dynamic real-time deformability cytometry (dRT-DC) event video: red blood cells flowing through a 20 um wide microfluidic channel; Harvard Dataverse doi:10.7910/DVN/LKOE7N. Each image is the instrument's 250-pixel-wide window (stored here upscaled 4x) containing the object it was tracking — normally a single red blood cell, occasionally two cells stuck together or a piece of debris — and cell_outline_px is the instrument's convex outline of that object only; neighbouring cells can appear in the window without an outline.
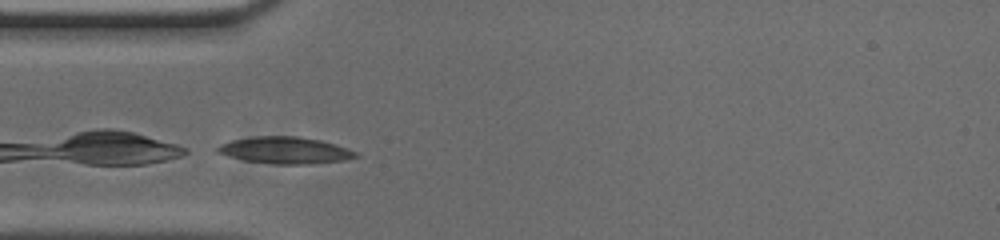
{"species": "common noctule bat (a hibernating species)", "species_latin": "Nyctalus noctula", "temperature_condition": "cold", "stored_images_in_passage": 27, "camera_frame_rate_fps": 3000, "um_per_image_px": 0.085, "animal": {"sex": "male", "body_mass_g": 20.0, "forearm_length_mm": 53.3}, "frame": {"image": 1, "passage_image": 1, "time_ms": 0.0, "image_size_px": [1000, 240], "cell_outline_px": [[360, 156], [344, 160], [308, 164], [276, 164], [244, 160], [228, 156], [216, 152], [216, 148], [220, 144], [232, 140], [252, 136], [296, 136], [320, 140], [348, 148], [356, 152]], "centroid_in_image_um": [24.22, 12.77], "position_along_channel_um": 60.8, "area_um2": 21.5}}
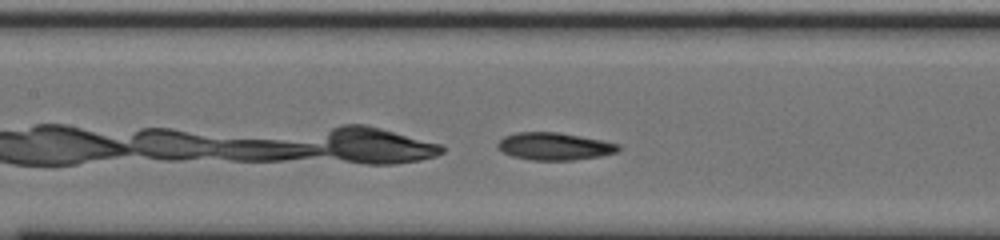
{"frame": {"image": 2, "passage_image": 9, "time_ms": 2.667, "image_size_px": [1000, 240], "cell_outline_px": [[620, 148], [616, 152], [600, 156], [576, 160], [528, 160], [512, 156], [504, 152], [496, 144], [504, 136], [516, 132], [556, 132], [580, 136], [620, 144]], "centroid_in_image_um": [47.12, 12.44], "position_along_channel_um": 160.3, "area_um2": 19.19}}
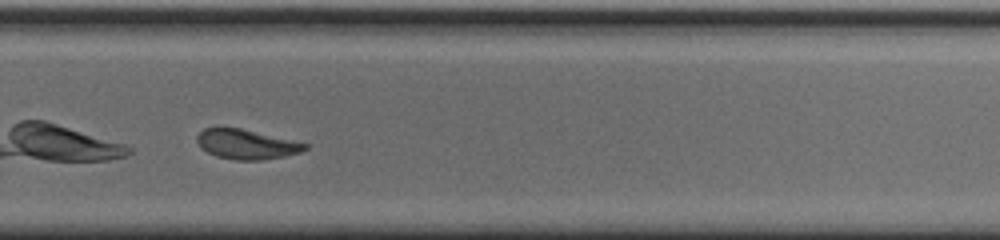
{"frame": {"image": 3, "passage_image": 21, "time_ms": 6.667, "image_size_px": [1000, 240], "cell_outline_px": [[308, 148], [300, 152], [284, 156], [260, 160], [236, 160], [216, 156], [208, 152], [196, 140], [196, 136], [204, 128], [240, 128], [308, 144]], "centroid_in_image_um": [20.95, 12.27], "position_along_channel_um": 308.9, "area_um2": 18.26}, "authors_computed_cell_mechanics": {"area_um2": 19.3052, "velocity_mm_per_s": 3.7207, "shape_relaxation_time_tau1_ms": 4.9845, "shape_relaxation_time_tau2_ms": 3.3713, "deformation_change_tau1": 0.1606, "deformation_change_tau2": 0.1007}}